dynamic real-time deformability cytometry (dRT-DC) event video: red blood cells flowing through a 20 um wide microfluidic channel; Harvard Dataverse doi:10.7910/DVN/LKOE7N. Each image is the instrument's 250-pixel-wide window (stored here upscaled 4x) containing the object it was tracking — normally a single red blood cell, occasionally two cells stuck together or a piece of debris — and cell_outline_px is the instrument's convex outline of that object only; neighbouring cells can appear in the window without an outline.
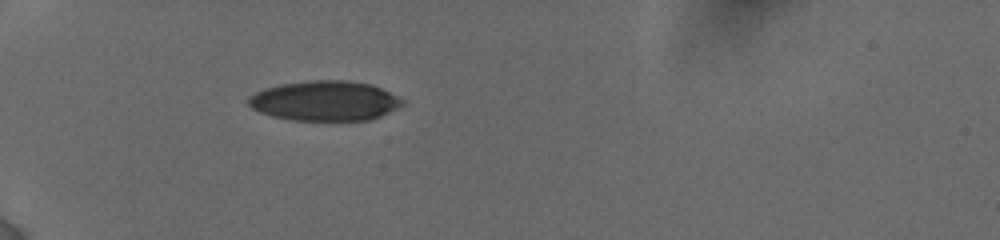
{"species": "human", "species_latin": "Homo sapiens", "temperature_condition": "cold", "stored_images_in_passage": 4, "camera_frame_rate_fps": 3000, "um_per_image_px": 0.085, "donor": {"sex": "female"}, "frame": {"image": 1, "passage_image": 1, "time_ms": 0.0, "image_size_px": [1000, 240], "cell_outline_px": [[404, 104], [372, 120], [288, 120], [272, 116], [260, 112], [252, 108], [248, 104], [248, 96], [264, 88], [280, 84], [312, 80], [348, 80], [372, 84], [404, 100]], "centroid_in_image_um": [27.59, 8.57], "position_along_channel_um": 57.4, "area_um2": 35.84}}
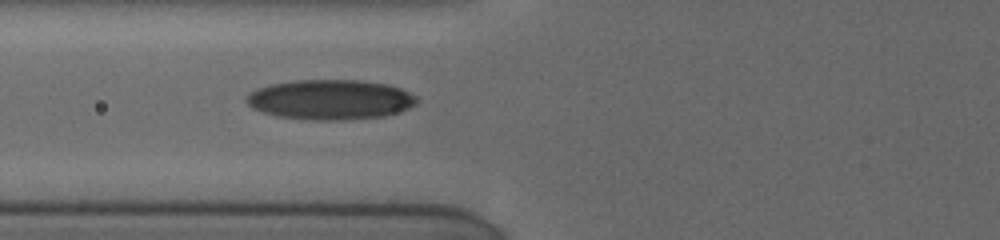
{"frame": {"image": 2, "passage_image": 4, "time_ms": 1.667, "image_size_px": [1000, 240], "cell_outline_px": [[416, 104], [408, 108], [384, 116], [340, 120], [316, 120], [276, 116], [252, 108], [244, 100], [252, 92], [260, 88], [272, 84], [292, 80], [360, 80], [388, 84], [400, 88], [416, 96]], "centroid_in_image_um": [28.08, 8.46], "position_along_channel_um": 97.7, "area_um2": 39.36}}